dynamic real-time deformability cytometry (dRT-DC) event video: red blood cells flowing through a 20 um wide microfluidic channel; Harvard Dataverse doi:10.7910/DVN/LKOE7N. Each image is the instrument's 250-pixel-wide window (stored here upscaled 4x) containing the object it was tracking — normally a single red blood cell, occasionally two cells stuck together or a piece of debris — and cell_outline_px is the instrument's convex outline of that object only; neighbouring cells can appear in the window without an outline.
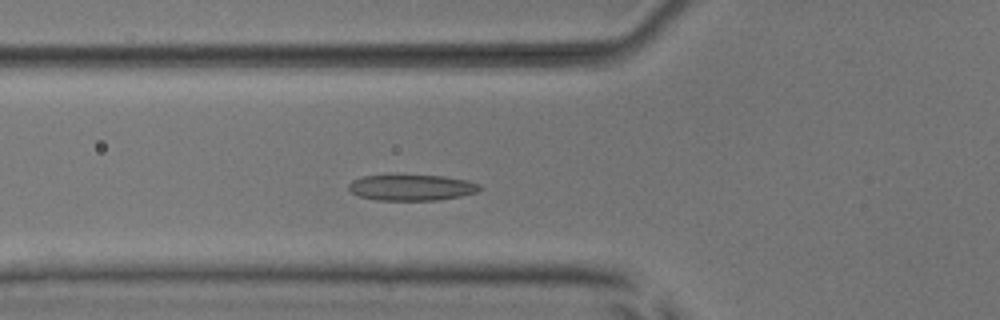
{"species": "common noctule bat (a hibernating species)", "species_latin": "Nyctalus noctula", "temperature_condition": "room temperature", "stored_images_in_passage": 49, "camera_frame_rate_fps": 3000, "um_per_image_px": 0.085, "animal": {"sex": "male", "body_mass_g": 17.9, "forearm_length_mm": 54.2}, "frame": {"image": 1, "passage_image": 16, "time_ms": 5.0, "image_size_px": [1000, 320], "cell_outline_px": [[484, 188], [476, 192], [460, 196], [436, 200], [376, 200], [360, 196], [352, 192], [348, 188], [348, 184], [352, 180], [364, 176], [444, 176], [468, 180], [480, 184]], "centroid_in_image_um": [35.02, 15.95], "position_along_channel_um": 90.8, "area_um2": 19.59}}
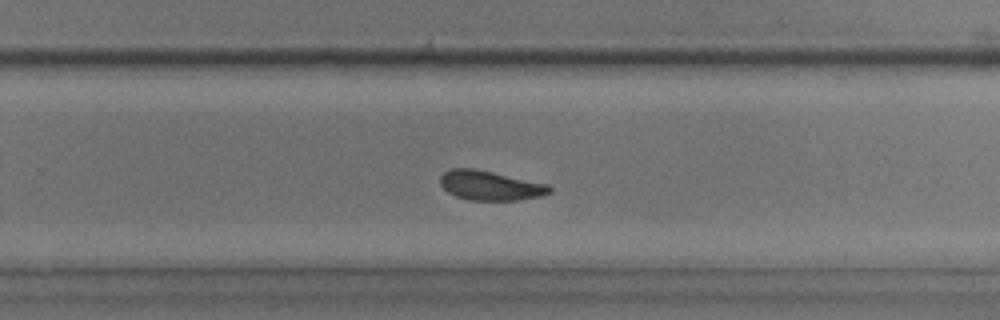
{"frame": {"image": 2, "passage_image": 31, "time_ms": 10.0, "image_size_px": [1000, 320], "cell_outline_px": [[552, 192], [540, 196], [516, 200], [468, 200], [456, 196], [448, 192], [440, 184], [440, 176], [444, 172], [452, 168], [476, 168], [548, 184], [552, 188]], "centroid_in_image_um": [41.66, 15.76], "position_along_channel_um": 288.1, "area_um2": 18.84}}
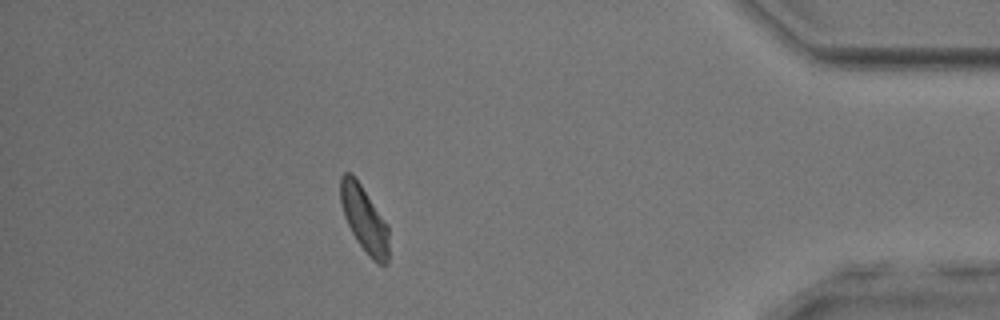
{"frame": {"image": 3, "passage_image": 43, "time_ms": 14.0, "image_size_px": [1000, 320], "cell_outline_px": [[388, 264], [380, 264], [372, 260], [368, 256], [356, 240], [344, 216], [340, 204], [340, 176], [344, 172], [352, 172], [388, 224]], "centroid_in_image_um": [30.95, 18.61], "position_along_channel_um": 404.2, "area_um2": 18.73}, "authors_computed_cell_mechanics": {"area_um2": 19.3052, "velocity_mm_per_s": 3.9583, "shape_relaxation_time_tau1_ms": 4.0619, "shape_relaxation_time_tau2_ms": 2.5517, "deformation_change_tau1": 0.1109, "deformation_change_tau2": 0.0912}}